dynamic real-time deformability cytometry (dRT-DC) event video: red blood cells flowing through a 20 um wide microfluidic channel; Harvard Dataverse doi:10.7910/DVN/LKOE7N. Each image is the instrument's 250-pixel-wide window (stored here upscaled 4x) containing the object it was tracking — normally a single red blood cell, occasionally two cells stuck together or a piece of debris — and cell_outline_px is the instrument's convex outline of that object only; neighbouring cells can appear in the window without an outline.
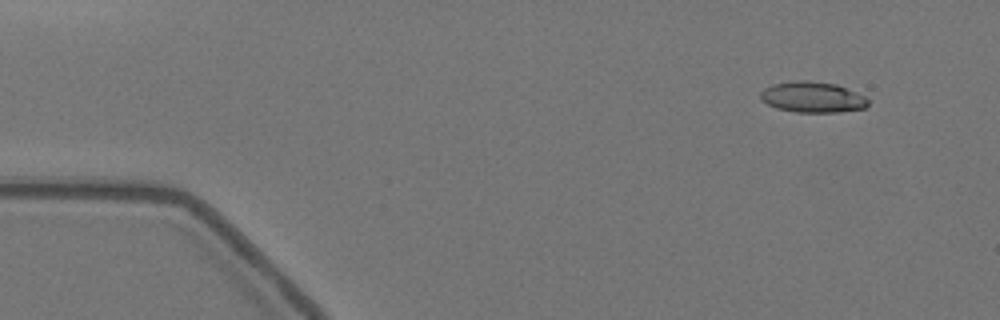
{"species": "Egyptian fruit bat (a non-hibernating species)", "species_latin": "Rousettus aegyptiacus", "temperature_condition": "warm", "stored_images_in_passage": 16, "camera_frame_rate_fps": 3000, "um_per_image_px": 0.085, "animal": {"sex": "female"}, "frame": {"image": 1, "passage_image": 5, "time_ms": 1.333, "image_size_px": [1000, 320], "cell_outline_px": [[868, 104], [864, 108], [836, 112], [796, 112], [776, 108], [760, 100], [760, 92], [764, 88], [772, 84], [796, 80], [808, 80], [836, 84], [864, 96], [868, 100]], "centroid_in_image_um": [69.01, 8.25], "position_along_channel_um": 16.0, "area_um2": 19.25}}
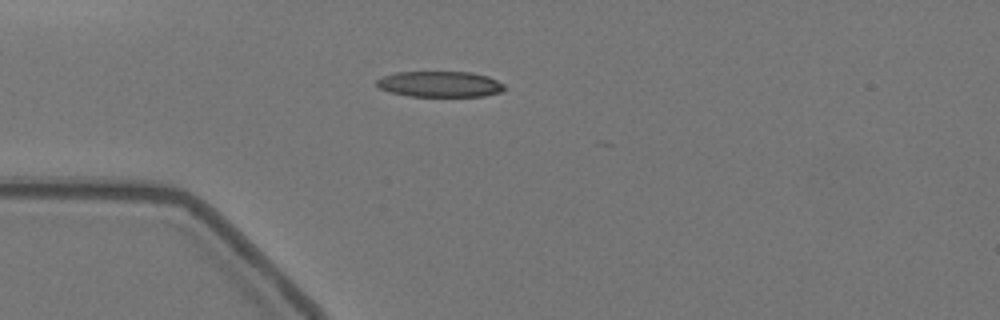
{"frame": {"image": 2, "passage_image": 15, "time_ms": 4.667, "image_size_px": [1000, 320], "cell_outline_px": [[504, 88], [500, 92], [484, 96], [408, 96], [392, 92], [380, 88], [376, 84], [376, 80], [384, 76], [396, 72], [472, 72], [488, 76], [504, 84]], "centroid_in_image_um": [37.4, 7.15], "position_along_channel_um": 47.6, "area_um2": 19.07}}